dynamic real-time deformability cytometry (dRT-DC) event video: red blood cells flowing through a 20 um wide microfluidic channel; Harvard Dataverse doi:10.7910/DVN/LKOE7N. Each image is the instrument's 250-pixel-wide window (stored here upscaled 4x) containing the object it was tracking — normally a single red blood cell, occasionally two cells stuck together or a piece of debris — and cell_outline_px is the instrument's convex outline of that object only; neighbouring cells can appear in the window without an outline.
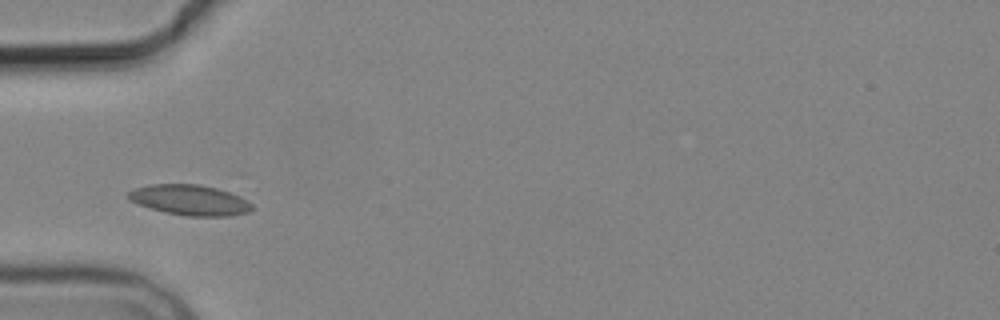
{"species": "common noctule bat (a hibernating species)", "species_latin": "Nyctalus noctula", "temperature_condition": "cold", "stored_images_in_passage": 2, "camera_frame_rate_fps": 3000, "um_per_image_px": 0.085, "animal": {"sex": "male", "body_mass_g": 19.2, "forearm_length_mm": 51.8}, "frame": {"image": 1, "passage_image": 2, "time_ms": 1.333, "image_size_px": [1000, 320], "cell_outline_px": [[252, 208], [248, 212], [228, 216], [188, 216], [164, 212], [140, 204], [132, 200], [128, 196], [128, 192], [136, 188], [148, 184], [200, 184], [216, 188], [240, 196], [252, 204]], "centroid_in_image_um": [16.16, 17.0], "position_along_channel_um": 68.8, "area_um2": 21.62}}